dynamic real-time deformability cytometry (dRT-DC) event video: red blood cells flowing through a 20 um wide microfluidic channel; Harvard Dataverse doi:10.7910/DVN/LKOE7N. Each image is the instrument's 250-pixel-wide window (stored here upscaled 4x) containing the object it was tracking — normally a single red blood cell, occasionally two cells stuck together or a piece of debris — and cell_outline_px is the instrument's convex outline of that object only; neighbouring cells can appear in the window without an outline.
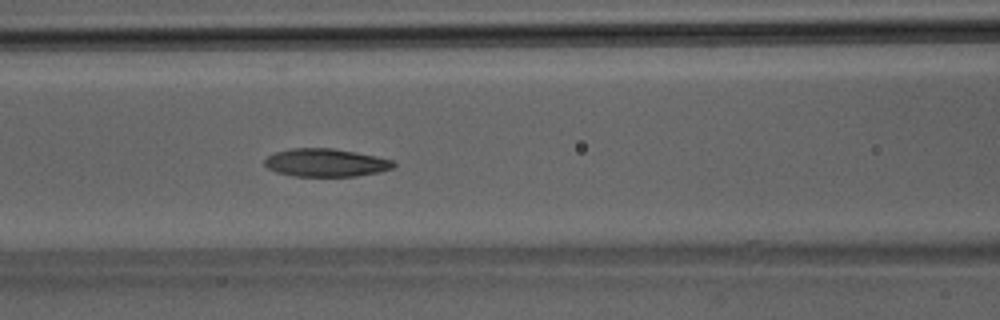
{"species": "Egyptian fruit bat (a non-hibernating species)", "species_latin": "Rousettus aegyptiacus", "temperature_condition": "room temperature", "stored_images_in_passage": 42, "segment_of_instrument_passage": [1, 2], "camera_frame_rate_fps": 3000, "um_per_image_px": 0.085, "animal": {"sex": "male"}, "frame": {"image": 1, "passage_image": 18, "time_ms": 5.667, "image_size_px": [1000, 320], "cell_outline_px": [[396, 164], [392, 168], [380, 172], [356, 176], [292, 176], [276, 172], [268, 168], [264, 164], [264, 160], [268, 156], [276, 152], [292, 148], [332, 148], [356, 152], [376, 156], [392, 160]], "centroid_in_image_um": [27.69, 13.83], "position_along_channel_um": 138.9, "area_um2": 21.04}}
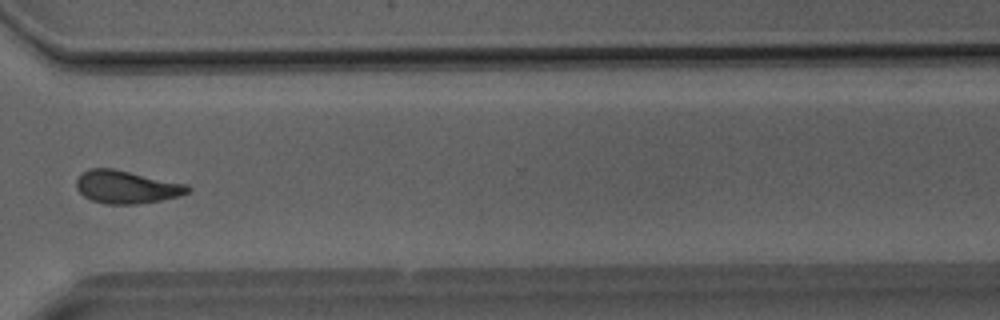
{"frame": {"image": 2, "passage_image": 31, "time_ms": 10.0, "image_size_px": [1000, 320], "cell_outline_px": [[192, 188], [188, 192], [180, 196], [160, 200], [136, 204], [108, 204], [92, 200], [84, 196], [76, 188], [76, 180], [80, 172], [88, 168], [112, 168], [188, 184]], "centroid_in_image_um": [10.74, 15.88], "position_along_channel_um": 359.9, "area_um2": 21.44}}
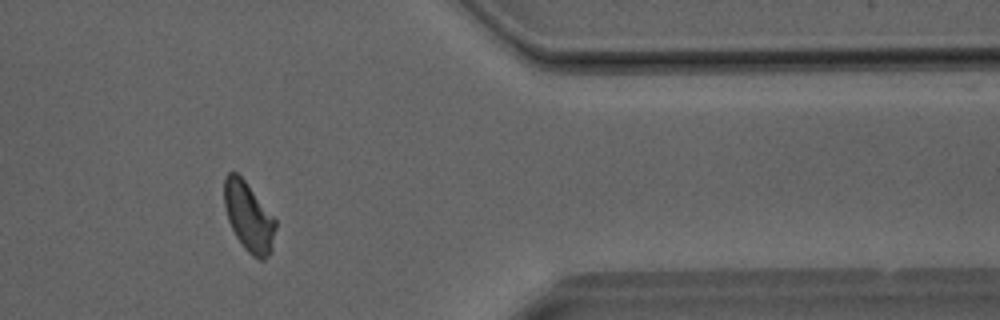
{"frame": {"image": 3, "passage_image": 34, "time_ms": 11.0, "image_size_px": [1000, 320], "cell_outline_px": [[276, 228], [272, 252], [264, 260], [260, 260], [252, 256], [244, 248], [236, 236], [228, 220], [224, 208], [224, 176], [228, 172], [236, 172], [244, 180], [276, 220]], "centroid_in_image_um": [21.14, 18.46], "position_along_channel_um": 390.3, "area_um2": 20.69}}